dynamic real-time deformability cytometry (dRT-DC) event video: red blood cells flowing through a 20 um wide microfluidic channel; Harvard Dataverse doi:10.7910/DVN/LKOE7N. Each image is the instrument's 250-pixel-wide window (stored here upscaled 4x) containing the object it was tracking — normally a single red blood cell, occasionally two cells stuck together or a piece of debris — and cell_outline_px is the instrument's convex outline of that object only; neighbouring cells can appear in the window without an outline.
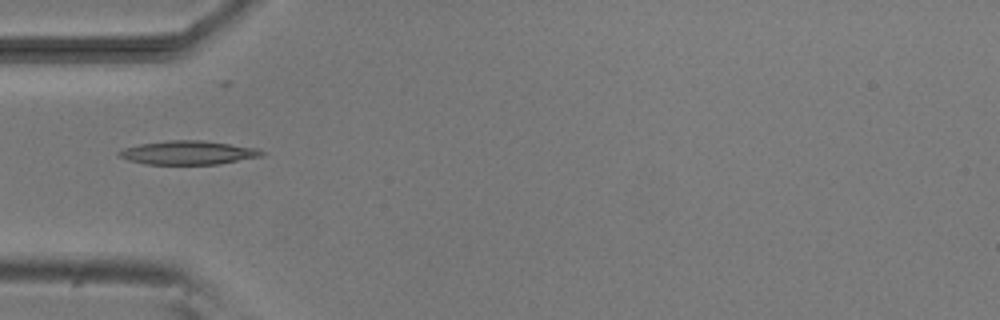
{"species": "common noctule bat (a hibernating species)", "species_latin": "Nyctalus noctula", "temperature_condition": "room temperature", "stored_images_in_passage": 4, "camera_frame_rate_fps": 3000, "um_per_image_px": 0.085, "animal": {"sex": "male", "body_mass_g": 20.5, "forearm_length_mm": 52.5}, "frame": {"image": 1, "passage_image": 4, "time_ms": 3.333, "image_size_px": [1000, 320], "cell_outline_px": [[264, 156], [220, 164], [144, 164], [128, 160], [120, 156], [116, 152], [124, 148], [140, 144], [168, 140], [204, 140], [256, 148], [264, 152]], "centroid_in_image_um": [16.0, 12.98], "position_along_channel_um": 69.0, "area_um2": 19.77}}